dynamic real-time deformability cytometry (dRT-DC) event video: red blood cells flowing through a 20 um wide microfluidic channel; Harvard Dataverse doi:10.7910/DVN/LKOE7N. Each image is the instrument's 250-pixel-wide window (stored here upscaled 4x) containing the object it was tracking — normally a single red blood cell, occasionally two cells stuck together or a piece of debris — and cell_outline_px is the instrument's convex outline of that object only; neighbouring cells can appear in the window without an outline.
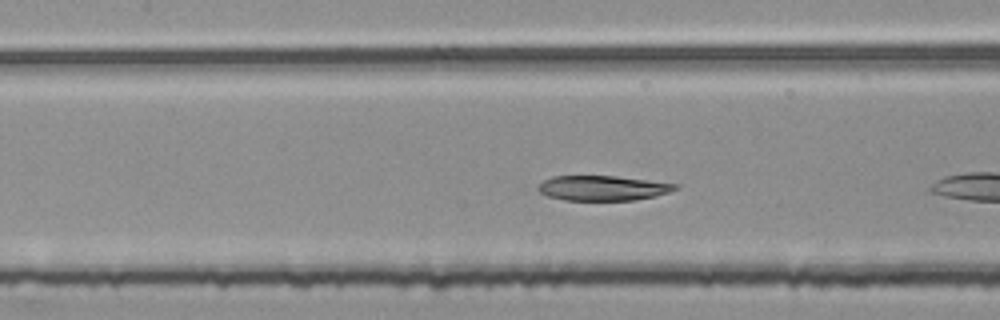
{"species": "common noctule bat (a hibernating species)", "species_latin": "Nyctalus noctula", "temperature_condition": "room temperature", "stored_images_in_passage": 11, "camera_frame_rate_fps": 3000, "um_per_image_px": 0.085, "animal": {"sex": "female", "body_mass_g": 25.1}, "frame": {"image": 1, "passage_image": 7, "time_ms": 2.0, "image_size_px": [1000, 320], "cell_outline_px": [[680, 188], [668, 192], [636, 200], [564, 200], [548, 196], [540, 192], [536, 188], [544, 180], [552, 176], [616, 176], [648, 180], [676, 184]], "centroid_in_image_um": [51.21, 15.98], "position_along_channel_um": 156.2, "area_um2": 19.77}}